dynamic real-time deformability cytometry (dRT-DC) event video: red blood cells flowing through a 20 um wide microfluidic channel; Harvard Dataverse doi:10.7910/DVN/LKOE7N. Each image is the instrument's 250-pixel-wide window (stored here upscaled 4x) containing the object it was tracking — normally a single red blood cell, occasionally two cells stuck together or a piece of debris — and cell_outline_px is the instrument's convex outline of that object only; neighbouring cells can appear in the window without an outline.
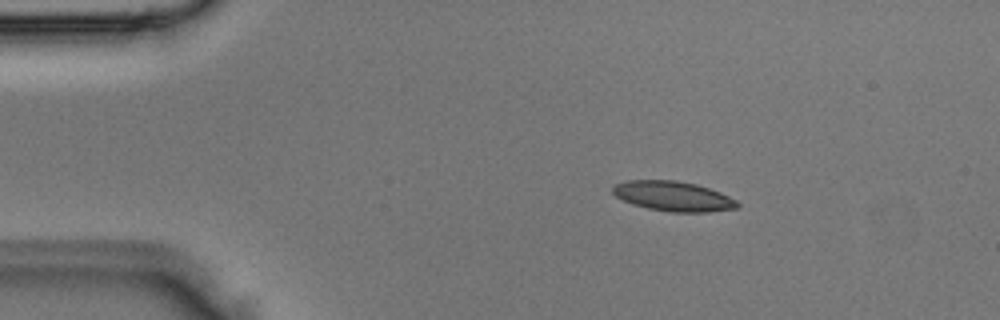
{"species": "Egyptian fruit bat (a non-hibernating species)", "species_latin": "Rousettus aegyptiacus", "temperature_condition": "room temperature", "stored_images_in_passage": 3, "camera_frame_rate_fps": 3000, "um_per_image_px": 0.085, "animal": {"sex": "male"}, "frame": {"image": 1, "passage_image": 1, "time_ms": 0.0, "image_size_px": [1000, 320], "cell_outline_px": [[740, 204], [736, 208], [708, 212], [672, 212], [648, 208], [632, 204], [616, 196], [612, 192], [612, 188], [616, 184], [628, 180], [676, 180], [696, 184], [720, 192], [736, 200]], "centroid_in_image_um": [57.22, 16.67], "position_along_channel_um": 27.8, "area_um2": 21.56}}
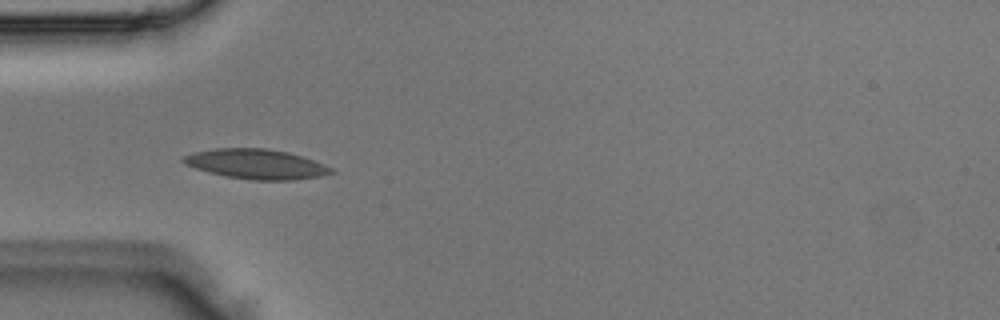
{"frame": {"image": 2, "passage_image": 3, "time_ms": 0.667, "image_size_px": [1000, 320], "cell_outline_px": [[336, 172], [320, 176], [292, 180], [252, 180], [224, 176], [208, 172], [184, 164], [180, 160], [184, 156], [192, 152], [212, 148], [268, 148], [288, 152], [324, 164], [332, 168]], "centroid_in_image_um": [21.74, 13.94], "position_along_channel_um": 63.3, "area_um2": 25.78}}